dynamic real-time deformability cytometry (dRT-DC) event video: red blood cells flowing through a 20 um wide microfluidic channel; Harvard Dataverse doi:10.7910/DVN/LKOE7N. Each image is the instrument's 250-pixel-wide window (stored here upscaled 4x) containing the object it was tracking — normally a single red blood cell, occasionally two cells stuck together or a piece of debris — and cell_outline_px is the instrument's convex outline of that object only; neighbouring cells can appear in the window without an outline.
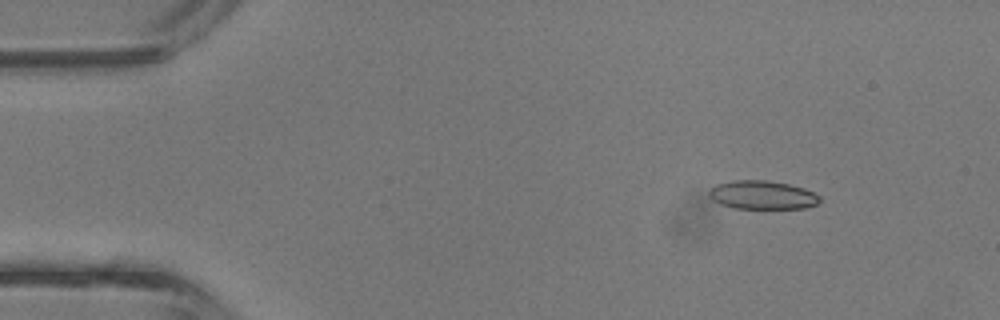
{"species": "common noctule bat (a hibernating species)", "species_latin": "Nyctalus noctula", "temperature_condition": "room temperature", "stored_images_in_passage": 4, "camera_frame_rate_fps": 3000, "um_per_image_px": 0.085, "animal": {"sex": "male", "body_mass_g": 13.3}, "frame": {"image": 1, "passage_image": 2, "time_ms": 0.333, "image_size_px": [1000, 320], "cell_outline_px": [[820, 200], [816, 204], [804, 208], [736, 208], [720, 204], [712, 200], [708, 196], [708, 188], [716, 184], [732, 180], [768, 180], [788, 184], [804, 188], [820, 196]], "centroid_in_image_um": [64.74, 16.56], "position_along_channel_um": 20.3, "area_um2": 18.5}}
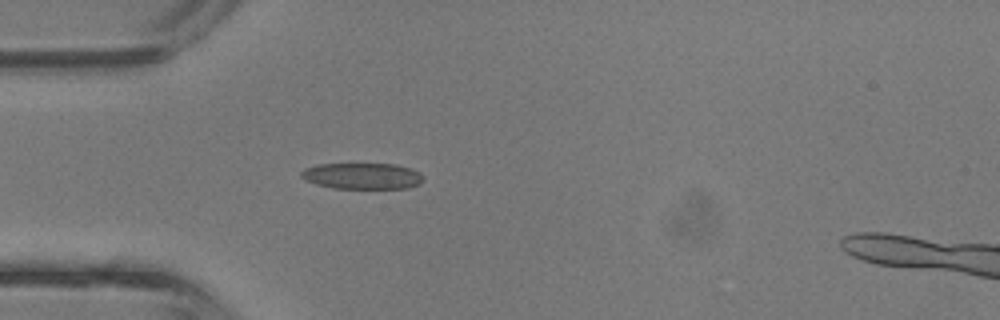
{"frame": {"image": 2, "passage_image": 4, "time_ms": 1.0, "image_size_px": [1000, 320], "cell_outline_px": [[424, 180], [420, 184], [408, 188], [332, 188], [316, 184], [304, 180], [300, 176], [300, 172], [304, 168], [320, 164], [396, 164], [412, 168], [420, 172], [424, 176]], "centroid_in_image_um": [30.82, 14.96], "position_along_channel_um": 54.2, "area_um2": 18.84}}